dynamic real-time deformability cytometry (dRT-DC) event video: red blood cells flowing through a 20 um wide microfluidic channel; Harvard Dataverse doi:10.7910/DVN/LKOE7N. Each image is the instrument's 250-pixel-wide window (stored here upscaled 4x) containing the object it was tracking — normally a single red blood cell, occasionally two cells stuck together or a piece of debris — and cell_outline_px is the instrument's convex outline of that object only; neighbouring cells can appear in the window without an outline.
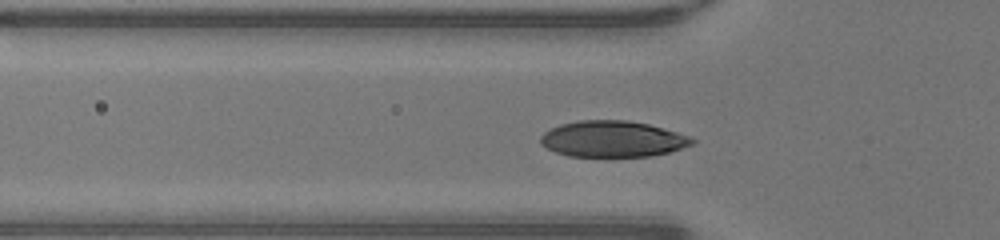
{"species": "human", "species_latin": "Homo sapiens", "temperature_condition": "warm", "stored_images_in_passage": 34, "camera_frame_rate_fps": 3000, "um_per_image_px": 0.085, "donor": {"sex": "male"}, "frame": {"image": 1, "passage_image": 10, "time_ms": 3.0, "image_size_px": [1000, 240], "cell_outline_px": [[696, 144], [668, 152], [652, 156], [568, 156], [556, 152], [540, 144], [540, 136], [544, 132], [560, 124], [576, 120], [628, 120], [648, 124], [676, 132], [688, 136], [696, 140]], "centroid_in_image_um": [52.07, 11.81], "position_along_channel_um": 73.7, "area_um2": 31.91}}
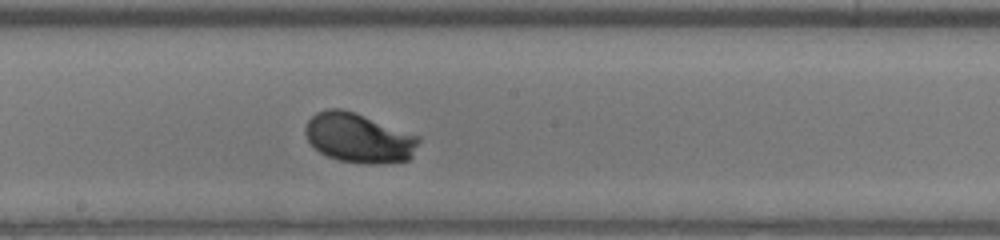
{"frame": {"image": 2, "passage_image": 20, "time_ms": 6.333, "image_size_px": [1000, 240], "cell_outline_px": [[420, 140], [412, 156], [408, 160], [384, 164], [364, 164], [340, 160], [328, 156], [320, 152], [308, 140], [304, 132], [304, 128], [308, 120], [316, 112], [328, 108], [340, 108], [364, 116], [420, 136]], "centroid_in_image_um": [30.5, 11.73], "position_along_channel_um": 217.7, "area_um2": 32.6}}
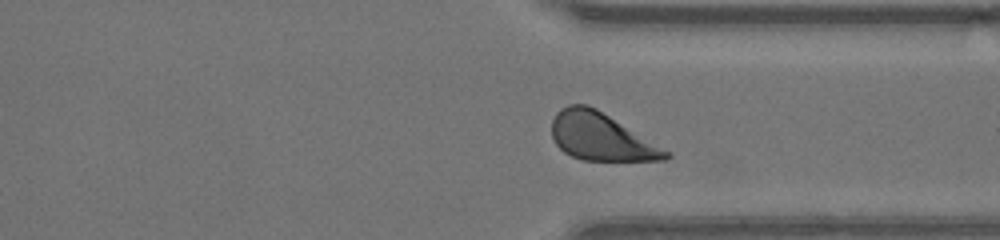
{"frame": {"image": 3, "passage_image": 30, "time_ms": 9.667, "image_size_px": [1000, 240], "cell_outline_px": [[672, 156], [664, 160], [584, 160], [572, 156], [564, 152], [556, 144], [552, 136], [552, 120], [556, 112], [560, 108], [568, 104], [588, 104], [596, 108], [668, 152]], "centroid_in_image_um": [51.01, 11.61], "position_along_channel_um": 360.4, "area_um2": 30.92}}